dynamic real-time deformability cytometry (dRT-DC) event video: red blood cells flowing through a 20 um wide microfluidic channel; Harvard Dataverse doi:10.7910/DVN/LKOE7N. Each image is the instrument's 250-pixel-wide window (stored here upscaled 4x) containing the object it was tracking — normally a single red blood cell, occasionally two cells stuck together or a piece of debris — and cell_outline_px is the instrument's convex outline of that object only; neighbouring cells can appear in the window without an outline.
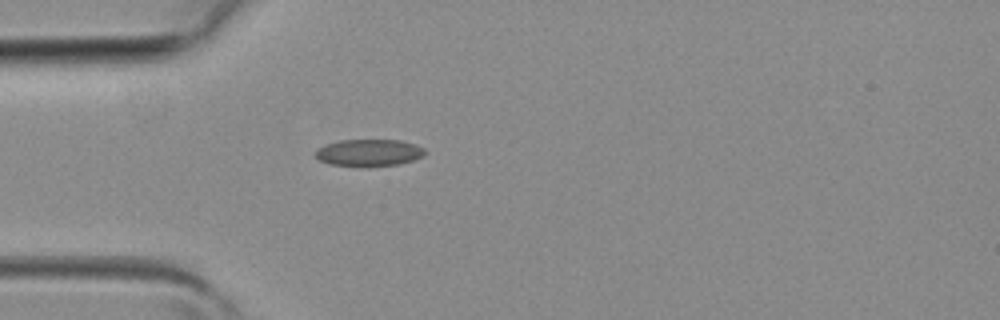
{"species": "common noctule bat (a hibernating species)", "species_latin": "Nyctalus noctula", "temperature_condition": "room temperature", "stored_images_in_passage": 1, "camera_frame_rate_fps": 3000, "um_per_image_px": 0.085, "animal": {"sex": "female", "body_mass_g": 19.3, "forearm_length_mm": 54.1}, "frame": {"image": 1, "passage_image": 1, "time_ms": 0.0, "image_size_px": [1000, 320], "cell_outline_px": [[428, 152], [424, 156], [400, 164], [368, 168], [328, 164], [320, 160], [316, 156], [316, 148], [324, 144], [340, 140], [400, 140], [416, 144], [424, 148]], "centroid_in_image_um": [31.37, 13.0], "position_along_channel_um": 53.6, "area_um2": 17.74}}